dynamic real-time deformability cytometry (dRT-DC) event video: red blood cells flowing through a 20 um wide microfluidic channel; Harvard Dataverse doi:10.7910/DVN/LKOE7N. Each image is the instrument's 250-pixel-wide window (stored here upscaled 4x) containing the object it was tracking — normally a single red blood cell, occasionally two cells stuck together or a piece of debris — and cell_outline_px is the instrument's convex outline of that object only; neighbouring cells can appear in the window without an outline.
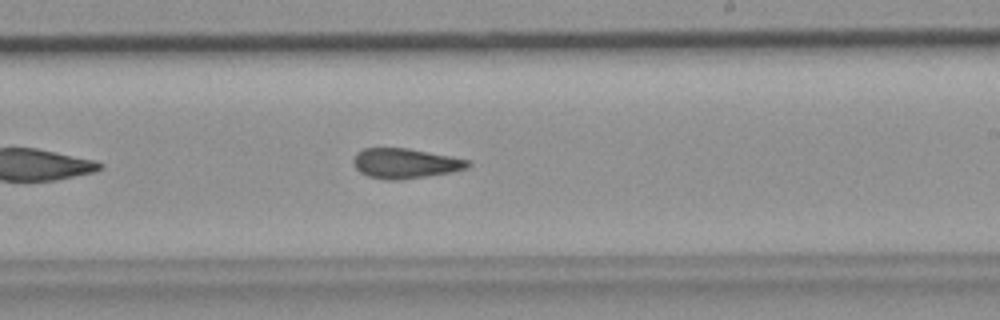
{"species": "common noctule bat (a hibernating species)", "species_latin": "Nyctalus noctula", "temperature_condition": "room temperature", "stored_images_in_passage": 35, "camera_frame_rate_fps": 3000, "um_per_image_px": 0.085, "animal": {"sex": "female", "body_mass_g": 19.9}, "frame": {"image": 1, "passage_image": 16, "time_ms": 5.0, "image_size_px": [1000, 320], "cell_outline_px": [[472, 164], [468, 168], [452, 172], [400, 180], [388, 180], [368, 176], [360, 172], [352, 164], [352, 160], [356, 152], [364, 148], [408, 148], [452, 156], [472, 160]], "centroid_in_image_um": [34.46, 13.88], "position_along_channel_um": 254.5, "area_um2": 20.29}}